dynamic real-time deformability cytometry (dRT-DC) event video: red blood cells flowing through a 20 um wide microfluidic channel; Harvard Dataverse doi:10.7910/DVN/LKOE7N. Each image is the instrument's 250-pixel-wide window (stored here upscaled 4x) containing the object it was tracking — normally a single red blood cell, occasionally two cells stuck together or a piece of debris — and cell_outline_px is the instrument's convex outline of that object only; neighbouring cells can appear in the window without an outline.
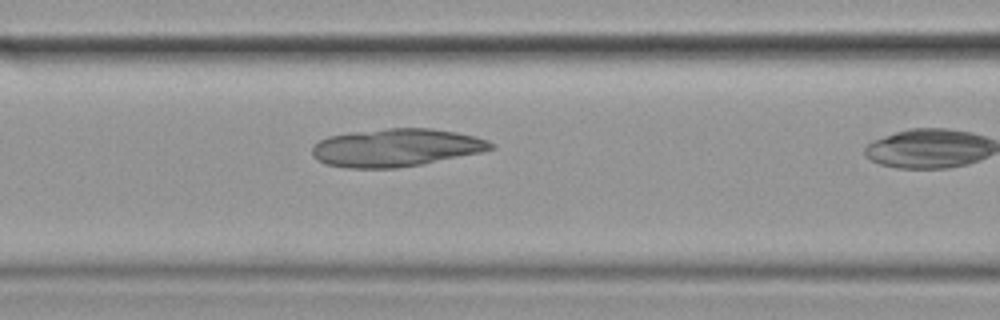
{"species": "common noctule bat (a hibernating species)", "species_latin": "Nyctalus noctula", "temperature_condition": "cold", "stored_images_in_passage": 11, "camera_frame_rate_fps": 3000, "um_per_image_px": 0.085, "animal": {"sex": "female", "body_mass_g": 19.9}, "frame": {"image": 1, "passage_image": 10, "time_ms": 3.0, "image_size_px": [1000, 320], "cell_outline_px": [[496, 148], [480, 152], [420, 164], [396, 168], [348, 168], [324, 164], [316, 160], [312, 156], [312, 144], [328, 136], [352, 132], [388, 128], [428, 128], [456, 132], [476, 136], [488, 140], [496, 144]], "centroid_in_image_um": [33.63, 12.54], "position_along_channel_um": 133.0, "area_um2": 39.54}}